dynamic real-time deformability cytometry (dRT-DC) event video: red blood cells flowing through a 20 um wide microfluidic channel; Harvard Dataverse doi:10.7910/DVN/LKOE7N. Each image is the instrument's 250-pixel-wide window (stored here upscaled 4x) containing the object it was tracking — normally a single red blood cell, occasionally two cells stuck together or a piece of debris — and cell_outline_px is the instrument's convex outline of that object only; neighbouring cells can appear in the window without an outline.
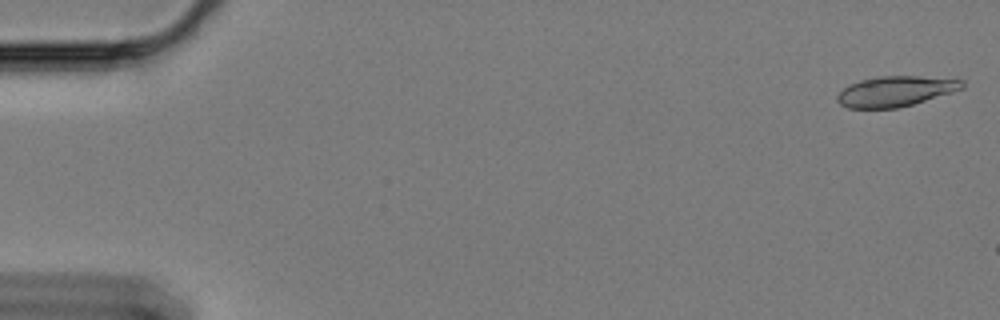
{"species": "Egyptian fruit bat (a non-hibernating species)", "species_latin": "Rousettus aegyptiacus", "temperature_condition": "cold", "stored_images_in_passage": 8, "camera_frame_rate_fps": 3000, "um_per_image_px": 0.085, "animal": {"sex": "female"}, "frame": {"image": 1, "passage_image": 1, "time_ms": 0.0, "image_size_px": [1000, 320], "cell_outline_px": [[964, 88], [952, 92], [912, 104], [896, 108], [848, 108], [840, 104], [836, 100], [836, 96], [848, 84], [860, 80], [880, 76], [920, 76], [964, 80]], "centroid_in_image_um": [76.09, 7.75], "position_along_channel_um": 8.9, "area_um2": 21.96}}